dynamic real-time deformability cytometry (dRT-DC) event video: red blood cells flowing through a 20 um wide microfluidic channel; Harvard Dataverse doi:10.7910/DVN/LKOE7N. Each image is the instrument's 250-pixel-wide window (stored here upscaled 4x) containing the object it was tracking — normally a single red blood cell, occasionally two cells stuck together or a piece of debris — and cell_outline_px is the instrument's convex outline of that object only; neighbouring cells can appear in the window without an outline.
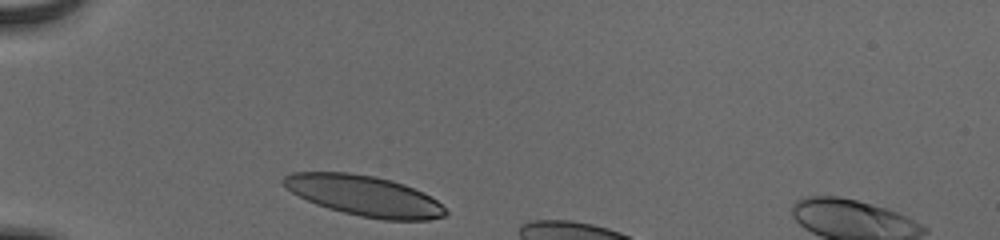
{"species": "human", "species_latin": "Homo sapiens", "temperature_condition": "cold", "stored_images_in_passage": 7, "camera_frame_rate_fps": 3000, "um_per_image_px": 0.085, "donor": {"sex": "male"}, "frame": {"image": 1, "passage_image": 1, "time_ms": 0.0, "image_size_px": [1000, 240], "cell_outline_px": [[448, 212], [444, 216], [428, 220], [384, 220], [360, 216], [328, 208], [316, 204], [292, 192], [280, 180], [284, 176], [292, 172], [348, 172], [372, 176], [392, 180], [404, 184], [424, 192], [436, 200]], "centroid_in_image_um": [30.97, 16.63], "position_along_channel_um": 54.0, "area_um2": 37.97}}